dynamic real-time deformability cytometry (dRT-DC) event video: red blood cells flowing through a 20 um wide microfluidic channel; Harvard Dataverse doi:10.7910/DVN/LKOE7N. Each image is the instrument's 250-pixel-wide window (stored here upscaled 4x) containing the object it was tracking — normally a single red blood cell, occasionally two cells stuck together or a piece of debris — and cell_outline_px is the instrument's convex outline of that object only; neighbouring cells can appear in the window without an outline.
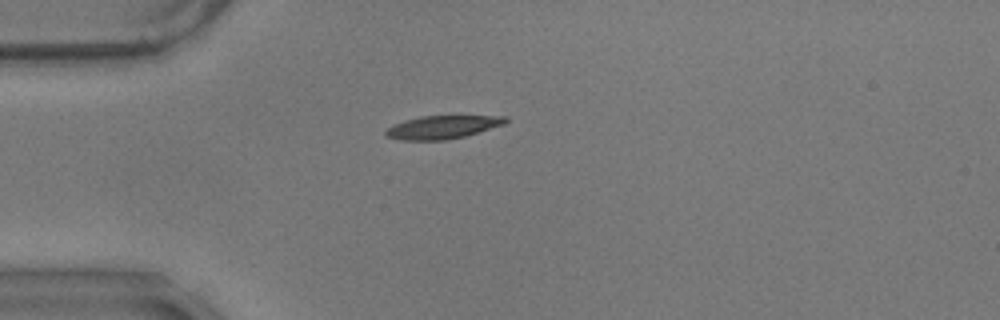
{"species": "common noctule bat (a hibernating species)", "species_latin": "Nyctalus noctula", "temperature_condition": "warm", "stored_images_in_passage": 28, "camera_frame_rate_fps": 3000, "um_per_image_px": 0.085, "animal": {"sex": "male", "body_mass_g": 17.9}, "frame": {"image": 1, "passage_image": 1, "time_ms": 0.0, "image_size_px": [1000, 320], "cell_outline_px": [[508, 120], [504, 124], [464, 136], [444, 140], [400, 140], [384, 136], [384, 132], [392, 124], [404, 120], [420, 116], [508, 116]], "centroid_in_image_um": [37.55, 10.8], "position_along_channel_um": 47.5, "area_um2": 16.13}}
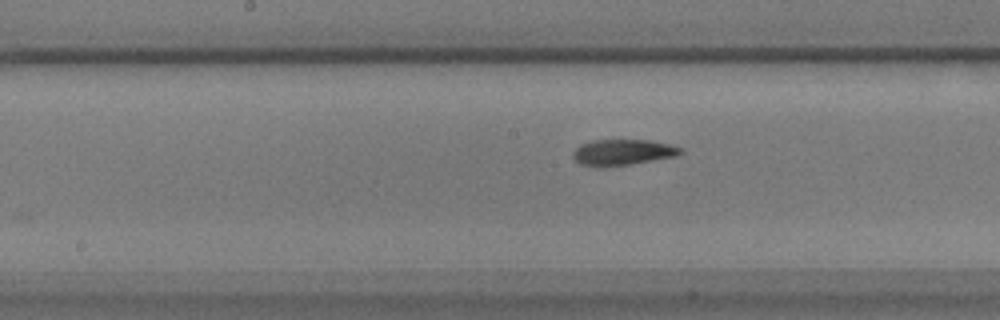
{"frame": {"image": 2, "passage_image": 15, "time_ms": 4.667, "image_size_px": [1000, 320], "cell_outline_px": [[684, 152], [676, 156], [604, 168], [596, 168], [580, 164], [572, 156], [572, 152], [580, 144], [592, 140], [652, 140], [668, 144], [680, 148]], "centroid_in_image_um": [52.87, 12.95], "position_along_channel_um": 195.3, "area_um2": 16.36}}
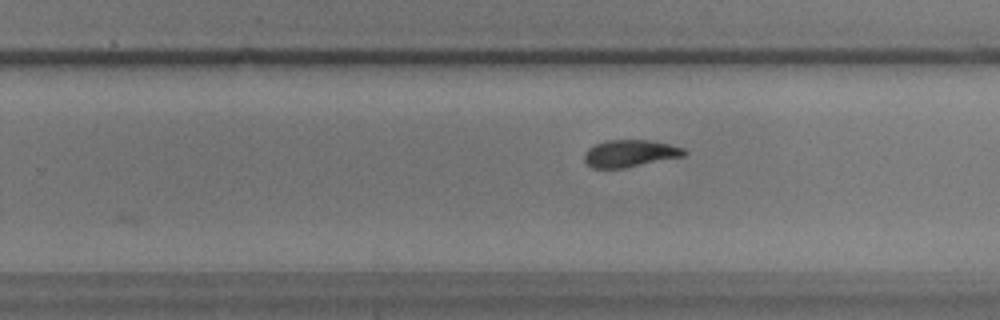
{"frame": {"image": 3, "passage_image": 22, "time_ms": 7.0, "image_size_px": [1000, 320], "cell_outline_px": [[688, 152], [684, 156], [624, 168], [592, 168], [584, 160], [584, 152], [588, 148], [604, 140], [648, 140], [668, 144], [684, 148]], "centroid_in_image_um": [53.53, 13.04], "position_along_channel_um": 276.3, "area_um2": 15.78}, "authors_computed_cell_mechanics": {"area_um2": 16.1551, "velocity_mm_per_s": 3.4914, "shape_relaxation_time_tau1_ms": 8.2526, "shape_relaxation_time_tau2_ms": 2.6632, "deformation_change_tau1": 0.2926, "deformation_change_tau2": 0.0963}}